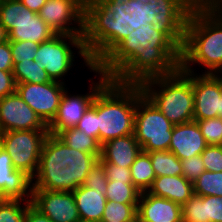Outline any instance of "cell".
Masks as SVG:
<instances>
[{"label": "cell", "mask_w": 222, "mask_h": 222, "mask_svg": "<svg viewBox=\"0 0 222 222\" xmlns=\"http://www.w3.org/2000/svg\"><path fill=\"white\" fill-rule=\"evenodd\" d=\"M188 1L98 0L95 69L131 85L176 72Z\"/></svg>", "instance_id": "6da1fadb"}, {"label": "cell", "mask_w": 222, "mask_h": 222, "mask_svg": "<svg viewBox=\"0 0 222 222\" xmlns=\"http://www.w3.org/2000/svg\"><path fill=\"white\" fill-rule=\"evenodd\" d=\"M207 67L204 74H222V19L204 2L189 0L181 22V63L193 73L191 64Z\"/></svg>", "instance_id": "7a4b0ae2"}, {"label": "cell", "mask_w": 222, "mask_h": 222, "mask_svg": "<svg viewBox=\"0 0 222 222\" xmlns=\"http://www.w3.org/2000/svg\"><path fill=\"white\" fill-rule=\"evenodd\" d=\"M97 161L96 154L71 148L49 133L42 147L37 173L32 178L35 182H32V189L73 192L84 183Z\"/></svg>", "instance_id": "3957f363"}, {"label": "cell", "mask_w": 222, "mask_h": 222, "mask_svg": "<svg viewBox=\"0 0 222 222\" xmlns=\"http://www.w3.org/2000/svg\"><path fill=\"white\" fill-rule=\"evenodd\" d=\"M137 85L110 80L97 93V129L100 145L134 134Z\"/></svg>", "instance_id": "277c9868"}, {"label": "cell", "mask_w": 222, "mask_h": 222, "mask_svg": "<svg viewBox=\"0 0 222 222\" xmlns=\"http://www.w3.org/2000/svg\"><path fill=\"white\" fill-rule=\"evenodd\" d=\"M140 86L143 94L174 125L193 120L192 73L179 68L170 75L150 78Z\"/></svg>", "instance_id": "5b68a950"}, {"label": "cell", "mask_w": 222, "mask_h": 222, "mask_svg": "<svg viewBox=\"0 0 222 222\" xmlns=\"http://www.w3.org/2000/svg\"><path fill=\"white\" fill-rule=\"evenodd\" d=\"M71 45L79 50V56L90 71H94L96 36L56 34L50 40L39 44L34 61L38 67L45 69L51 80L63 82L60 79L65 77L75 61Z\"/></svg>", "instance_id": "8992f818"}, {"label": "cell", "mask_w": 222, "mask_h": 222, "mask_svg": "<svg viewBox=\"0 0 222 222\" xmlns=\"http://www.w3.org/2000/svg\"><path fill=\"white\" fill-rule=\"evenodd\" d=\"M97 3L98 0H46L38 15L56 34L96 36Z\"/></svg>", "instance_id": "52a82bcc"}, {"label": "cell", "mask_w": 222, "mask_h": 222, "mask_svg": "<svg viewBox=\"0 0 222 222\" xmlns=\"http://www.w3.org/2000/svg\"><path fill=\"white\" fill-rule=\"evenodd\" d=\"M174 124L143 94L137 85L134 136L143 152L169 150Z\"/></svg>", "instance_id": "ba28073f"}, {"label": "cell", "mask_w": 222, "mask_h": 222, "mask_svg": "<svg viewBox=\"0 0 222 222\" xmlns=\"http://www.w3.org/2000/svg\"><path fill=\"white\" fill-rule=\"evenodd\" d=\"M0 23L8 33L9 41H32L42 43L56 33L34 11L20 0H0Z\"/></svg>", "instance_id": "9c48e42d"}, {"label": "cell", "mask_w": 222, "mask_h": 222, "mask_svg": "<svg viewBox=\"0 0 222 222\" xmlns=\"http://www.w3.org/2000/svg\"><path fill=\"white\" fill-rule=\"evenodd\" d=\"M48 134V130L5 131L0 133V146L11 157L15 169L33 178Z\"/></svg>", "instance_id": "30bf717a"}, {"label": "cell", "mask_w": 222, "mask_h": 222, "mask_svg": "<svg viewBox=\"0 0 222 222\" xmlns=\"http://www.w3.org/2000/svg\"><path fill=\"white\" fill-rule=\"evenodd\" d=\"M93 72L100 75V80L92 82L90 92L86 95L77 94L72 96L67 94L68 91L65 90L60 100L57 115L48 125L50 134L57 135L65 129L75 128L83 115L92 106L96 94L110 81L108 76L98 72L96 69Z\"/></svg>", "instance_id": "8fae6325"}, {"label": "cell", "mask_w": 222, "mask_h": 222, "mask_svg": "<svg viewBox=\"0 0 222 222\" xmlns=\"http://www.w3.org/2000/svg\"><path fill=\"white\" fill-rule=\"evenodd\" d=\"M67 90L64 82L51 81L44 84H16V93L35 111L48 126L57 115L63 93Z\"/></svg>", "instance_id": "7c38bea8"}, {"label": "cell", "mask_w": 222, "mask_h": 222, "mask_svg": "<svg viewBox=\"0 0 222 222\" xmlns=\"http://www.w3.org/2000/svg\"><path fill=\"white\" fill-rule=\"evenodd\" d=\"M192 73L194 93L193 120L222 116V76L220 74Z\"/></svg>", "instance_id": "4fadbf2b"}, {"label": "cell", "mask_w": 222, "mask_h": 222, "mask_svg": "<svg viewBox=\"0 0 222 222\" xmlns=\"http://www.w3.org/2000/svg\"><path fill=\"white\" fill-rule=\"evenodd\" d=\"M25 130H48V126L16 92L0 99V133Z\"/></svg>", "instance_id": "5bb4252c"}, {"label": "cell", "mask_w": 222, "mask_h": 222, "mask_svg": "<svg viewBox=\"0 0 222 222\" xmlns=\"http://www.w3.org/2000/svg\"><path fill=\"white\" fill-rule=\"evenodd\" d=\"M31 203L53 222H81L73 192L32 189Z\"/></svg>", "instance_id": "9a60e30c"}, {"label": "cell", "mask_w": 222, "mask_h": 222, "mask_svg": "<svg viewBox=\"0 0 222 222\" xmlns=\"http://www.w3.org/2000/svg\"><path fill=\"white\" fill-rule=\"evenodd\" d=\"M32 182L24 171L14 168L11 157L0 146V199L31 201Z\"/></svg>", "instance_id": "2e32d148"}, {"label": "cell", "mask_w": 222, "mask_h": 222, "mask_svg": "<svg viewBox=\"0 0 222 222\" xmlns=\"http://www.w3.org/2000/svg\"><path fill=\"white\" fill-rule=\"evenodd\" d=\"M208 146L195 120L173 127L169 151L180 160L201 154Z\"/></svg>", "instance_id": "e0dca14e"}, {"label": "cell", "mask_w": 222, "mask_h": 222, "mask_svg": "<svg viewBox=\"0 0 222 222\" xmlns=\"http://www.w3.org/2000/svg\"><path fill=\"white\" fill-rule=\"evenodd\" d=\"M137 217L145 222H182L181 205L150 193L140 194Z\"/></svg>", "instance_id": "ac0fdd59"}, {"label": "cell", "mask_w": 222, "mask_h": 222, "mask_svg": "<svg viewBox=\"0 0 222 222\" xmlns=\"http://www.w3.org/2000/svg\"><path fill=\"white\" fill-rule=\"evenodd\" d=\"M141 151L134 134L118 137L101 145L99 161L130 168Z\"/></svg>", "instance_id": "d6986e66"}, {"label": "cell", "mask_w": 222, "mask_h": 222, "mask_svg": "<svg viewBox=\"0 0 222 222\" xmlns=\"http://www.w3.org/2000/svg\"><path fill=\"white\" fill-rule=\"evenodd\" d=\"M148 193L183 205L194 194L193 182L183 175L156 177Z\"/></svg>", "instance_id": "ffe728a7"}, {"label": "cell", "mask_w": 222, "mask_h": 222, "mask_svg": "<svg viewBox=\"0 0 222 222\" xmlns=\"http://www.w3.org/2000/svg\"><path fill=\"white\" fill-rule=\"evenodd\" d=\"M81 222H101L107 198L99 190L83 185L73 191Z\"/></svg>", "instance_id": "44dd1931"}, {"label": "cell", "mask_w": 222, "mask_h": 222, "mask_svg": "<svg viewBox=\"0 0 222 222\" xmlns=\"http://www.w3.org/2000/svg\"><path fill=\"white\" fill-rule=\"evenodd\" d=\"M133 185L142 193L148 191L156 178L150 155L141 151L130 167Z\"/></svg>", "instance_id": "7402d4cb"}, {"label": "cell", "mask_w": 222, "mask_h": 222, "mask_svg": "<svg viewBox=\"0 0 222 222\" xmlns=\"http://www.w3.org/2000/svg\"><path fill=\"white\" fill-rule=\"evenodd\" d=\"M56 136L71 148L90 154H96L98 157L101 155L100 143L95 138L87 136L83 131L77 128L65 129Z\"/></svg>", "instance_id": "603a6c76"}, {"label": "cell", "mask_w": 222, "mask_h": 222, "mask_svg": "<svg viewBox=\"0 0 222 222\" xmlns=\"http://www.w3.org/2000/svg\"><path fill=\"white\" fill-rule=\"evenodd\" d=\"M150 155L152 168L156 177L182 175L181 160L171 151L147 152Z\"/></svg>", "instance_id": "cb8c5ba5"}, {"label": "cell", "mask_w": 222, "mask_h": 222, "mask_svg": "<svg viewBox=\"0 0 222 222\" xmlns=\"http://www.w3.org/2000/svg\"><path fill=\"white\" fill-rule=\"evenodd\" d=\"M12 73L16 84H44L52 81L45 69L38 67L37 62L34 60L16 63L13 66Z\"/></svg>", "instance_id": "d4e9b609"}, {"label": "cell", "mask_w": 222, "mask_h": 222, "mask_svg": "<svg viewBox=\"0 0 222 222\" xmlns=\"http://www.w3.org/2000/svg\"><path fill=\"white\" fill-rule=\"evenodd\" d=\"M141 192L133 185L132 181L107 182L106 198L108 201L120 203H138Z\"/></svg>", "instance_id": "484cf974"}, {"label": "cell", "mask_w": 222, "mask_h": 222, "mask_svg": "<svg viewBox=\"0 0 222 222\" xmlns=\"http://www.w3.org/2000/svg\"><path fill=\"white\" fill-rule=\"evenodd\" d=\"M138 203L106 202L101 222H135Z\"/></svg>", "instance_id": "4316f807"}, {"label": "cell", "mask_w": 222, "mask_h": 222, "mask_svg": "<svg viewBox=\"0 0 222 222\" xmlns=\"http://www.w3.org/2000/svg\"><path fill=\"white\" fill-rule=\"evenodd\" d=\"M194 193L200 196H222V171H204L193 182Z\"/></svg>", "instance_id": "83f0119b"}, {"label": "cell", "mask_w": 222, "mask_h": 222, "mask_svg": "<svg viewBox=\"0 0 222 222\" xmlns=\"http://www.w3.org/2000/svg\"><path fill=\"white\" fill-rule=\"evenodd\" d=\"M182 222H207L205 196L193 194L181 206Z\"/></svg>", "instance_id": "f1b7e54d"}, {"label": "cell", "mask_w": 222, "mask_h": 222, "mask_svg": "<svg viewBox=\"0 0 222 222\" xmlns=\"http://www.w3.org/2000/svg\"><path fill=\"white\" fill-rule=\"evenodd\" d=\"M21 203L19 199H0V222H24L25 211L31 201H26L25 205Z\"/></svg>", "instance_id": "f546056e"}, {"label": "cell", "mask_w": 222, "mask_h": 222, "mask_svg": "<svg viewBox=\"0 0 222 222\" xmlns=\"http://www.w3.org/2000/svg\"><path fill=\"white\" fill-rule=\"evenodd\" d=\"M195 121L208 145H222V123L219 117Z\"/></svg>", "instance_id": "4dcf8cb0"}, {"label": "cell", "mask_w": 222, "mask_h": 222, "mask_svg": "<svg viewBox=\"0 0 222 222\" xmlns=\"http://www.w3.org/2000/svg\"><path fill=\"white\" fill-rule=\"evenodd\" d=\"M13 64L34 60L39 43L32 41H9Z\"/></svg>", "instance_id": "1f68e13d"}, {"label": "cell", "mask_w": 222, "mask_h": 222, "mask_svg": "<svg viewBox=\"0 0 222 222\" xmlns=\"http://www.w3.org/2000/svg\"><path fill=\"white\" fill-rule=\"evenodd\" d=\"M107 182L108 179L105 175L104 166L100 161H97L88 172L82 185L99 190L101 193L106 194Z\"/></svg>", "instance_id": "d6a6232c"}, {"label": "cell", "mask_w": 222, "mask_h": 222, "mask_svg": "<svg viewBox=\"0 0 222 222\" xmlns=\"http://www.w3.org/2000/svg\"><path fill=\"white\" fill-rule=\"evenodd\" d=\"M75 128L83 131L87 136H91L99 142V129H97V94L92 106L83 115Z\"/></svg>", "instance_id": "836d02e7"}, {"label": "cell", "mask_w": 222, "mask_h": 222, "mask_svg": "<svg viewBox=\"0 0 222 222\" xmlns=\"http://www.w3.org/2000/svg\"><path fill=\"white\" fill-rule=\"evenodd\" d=\"M200 155L206 171H222V145H208Z\"/></svg>", "instance_id": "e575fe53"}, {"label": "cell", "mask_w": 222, "mask_h": 222, "mask_svg": "<svg viewBox=\"0 0 222 222\" xmlns=\"http://www.w3.org/2000/svg\"><path fill=\"white\" fill-rule=\"evenodd\" d=\"M182 175L191 182H194L204 171L205 166L201 155L181 160Z\"/></svg>", "instance_id": "d590c367"}, {"label": "cell", "mask_w": 222, "mask_h": 222, "mask_svg": "<svg viewBox=\"0 0 222 222\" xmlns=\"http://www.w3.org/2000/svg\"><path fill=\"white\" fill-rule=\"evenodd\" d=\"M207 222H222V196H205Z\"/></svg>", "instance_id": "8d00e7d4"}, {"label": "cell", "mask_w": 222, "mask_h": 222, "mask_svg": "<svg viewBox=\"0 0 222 222\" xmlns=\"http://www.w3.org/2000/svg\"><path fill=\"white\" fill-rule=\"evenodd\" d=\"M104 166L105 175L111 181H132L130 168L117 166L108 162H101Z\"/></svg>", "instance_id": "74e56055"}, {"label": "cell", "mask_w": 222, "mask_h": 222, "mask_svg": "<svg viewBox=\"0 0 222 222\" xmlns=\"http://www.w3.org/2000/svg\"><path fill=\"white\" fill-rule=\"evenodd\" d=\"M16 92V82L12 72L0 70V99Z\"/></svg>", "instance_id": "f35d334b"}, {"label": "cell", "mask_w": 222, "mask_h": 222, "mask_svg": "<svg viewBox=\"0 0 222 222\" xmlns=\"http://www.w3.org/2000/svg\"><path fill=\"white\" fill-rule=\"evenodd\" d=\"M13 66L10 42L7 40L0 43V70L12 72Z\"/></svg>", "instance_id": "ab89813d"}, {"label": "cell", "mask_w": 222, "mask_h": 222, "mask_svg": "<svg viewBox=\"0 0 222 222\" xmlns=\"http://www.w3.org/2000/svg\"><path fill=\"white\" fill-rule=\"evenodd\" d=\"M24 222H53L48 216L43 214L32 203L27 206L24 215Z\"/></svg>", "instance_id": "60d3db41"}, {"label": "cell", "mask_w": 222, "mask_h": 222, "mask_svg": "<svg viewBox=\"0 0 222 222\" xmlns=\"http://www.w3.org/2000/svg\"><path fill=\"white\" fill-rule=\"evenodd\" d=\"M29 10L38 13L46 0H20Z\"/></svg>", "instance_id": "b9f144b4"}, {"label": "cell", "mask_w": 222, "mask_h": 222, "mask_svg": "<svg viewBox=\"0 0 222 222\" xmlns=\"http://www.w3.org/2000/svg\"><path fill=\"white\" fill-rule=\"evenodd\" d=\"M204 3L222 19V0H206Z\"/></svg>", "instance_id": "7bdbcfd3"}, {"label": "cell", "mask_w": 222, "mask_h": 222, "mask_svg": "<svg viewBox=\"0 0 222 222\" xmlns=\"http://www.w3.org/2000/svg\"><path fill=\"white\" fill-rule=\"evenodd\" d=\"M8 40V33L5 27L0 23V43Z\"/></svg>", "instance_id": "ee69618b"}, {"label": "cell", "mask_w": 222, "mask_h": 222, "mask_svg": "<svg viewBox=\"0 0 222 222\" xmlns=\"http://www.w3.org/2000/svg\"><path fill=\"white\" fill-rule=\"evenodd\" d=\"M135 222H145V221H142V220H140L138 217H136Z\"/></svg>", "instance_id": "f6af8a7d"}, {"label": "cell", "mask_w": 222, "mask_h": 222, "mask_svg": "<svg viewBox=\"0 0 222 222\" xmlns=\"http://www.w3.org/2000/svg\"><path fill=\"white\" fill-rule=\"evenodd\" d=\"M195 1H198V2H205L206 0H195Z\"/></svg>", "instance_id": "bcb514c9"}]
</instances>
